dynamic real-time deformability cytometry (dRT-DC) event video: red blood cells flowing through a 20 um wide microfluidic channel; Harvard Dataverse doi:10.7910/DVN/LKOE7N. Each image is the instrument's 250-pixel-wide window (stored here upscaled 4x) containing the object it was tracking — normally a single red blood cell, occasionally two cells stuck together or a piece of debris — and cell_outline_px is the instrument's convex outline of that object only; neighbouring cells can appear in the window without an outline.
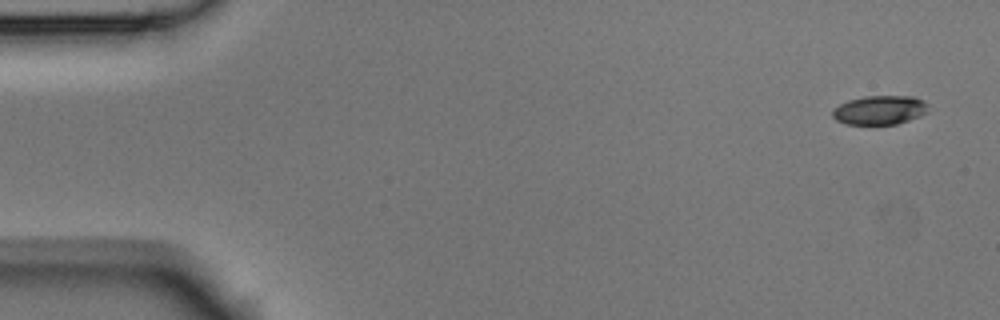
{"species": "Egyptian fruit bat (a non-hibernating species)", "species_latin": "Rousettus aegyptiacus", "temperature_condition": "room temperature", "stored_images_in_passage": 5, "segment_of_instrument_passage": [1, 2], "camera_frame_rate_fps": 3000, "um_per_image_px": 0.085, "animal": {"sex": "male"}, "frame": {"image": 1, "passage_image": 1, "time_ms": 0.0, "image_size_px": [1000, 320], "cell_outline_px": [[928, 104], [924, 112], [920, 116], [896, 124], [844, 124], [836, 120], [832, 116], [832, 108], [848, 100], [864, 96], [912, 96], [924, 100]], "centroid_in_image_um": [74.73, 9.35], "position_along_channel_um": 10.3, "area_um2": 16.18}}
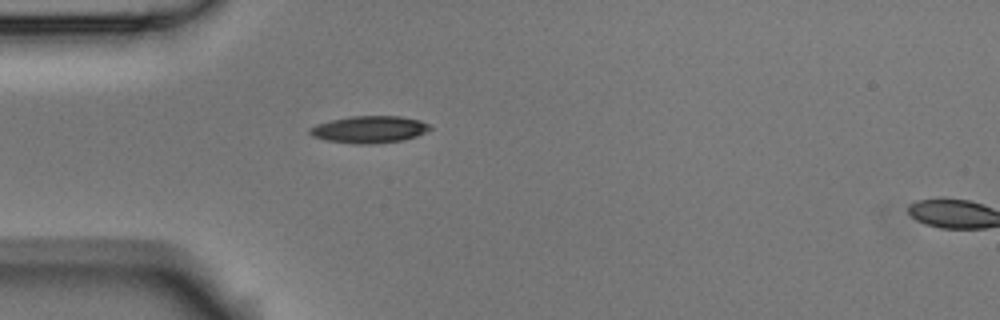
{"frame": {"image": 2, "passage_image": 4, "time_ms": 1.0, "image_size_px": [1000, 320], "cell_outline_px": [[432, 128], [416, 136], [404, 140], [368, 144], [356, 144], [328, 140], [312, 136], [308, 132], [308, 128], [316, 124], [332, 120], [352, 116], [400, 116], [420, 120], [428, 124]], "centroid_in_image_um": [31.38, 11.0], "position_along_channel_um": 53.6, "area_um2": 18.79}}